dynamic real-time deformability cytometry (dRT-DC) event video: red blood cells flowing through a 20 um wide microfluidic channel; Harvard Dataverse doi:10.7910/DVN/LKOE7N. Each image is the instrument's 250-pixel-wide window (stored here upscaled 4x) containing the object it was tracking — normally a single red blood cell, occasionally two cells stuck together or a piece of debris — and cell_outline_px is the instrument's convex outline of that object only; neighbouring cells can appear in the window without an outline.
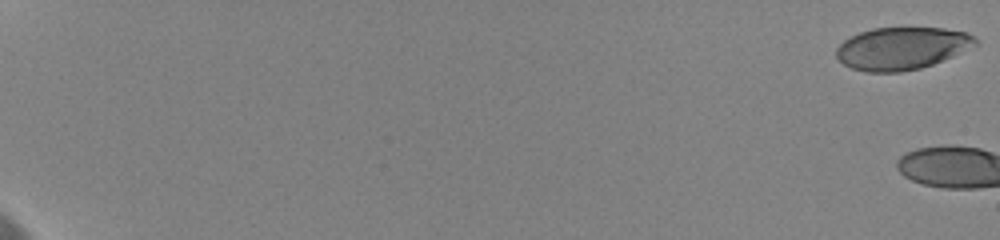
{"species": "human", "species_latin": "Homo sapiens", "temperature_condition": "cold", "stored_images_in_passage": 3, "camera_frame_rate_fps": 3000, "um_per_image_px": 0.085, "donor": {"sex": "female"}, "frame": {"image": 1, "passage_image": 1, "time_ms": 0.0, "image_size_px": [1000, 240], "cell_outline_px": [[980, 44], [952, 56], [932, 64], [920, 68], [900, 72], [864, 72], [852, 68], [844, 64], [836, 56], [836, 48], [844, 40], [860, 32], [872, 28], [944, 28], [964, 32], [976, 36]], "centroid_in_image_um": [76.67, 4.11], "position_along_channel_um": 8.3, "area_um2": 34.39}}